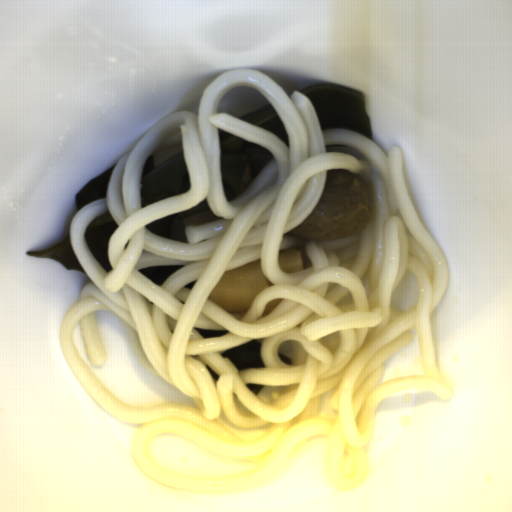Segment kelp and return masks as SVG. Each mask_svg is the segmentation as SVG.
Here are the masks:
<instances>
[{
	"label": "kelp",
	"mask_w": 512,
	"mask_h": 512,
	"mask_svg": "<svg viewBox=\"0 0 512 512\" xmlns=\"http://www.w3.org/2000/svg\"><path fill=\"white\" fill-rule=\"evenodd\" d=\"M299 92L312 102L321 129L347 128L372 140L363 93L333 83H318Z\"/></svg>",
	"instance_id": "obj_1"
},
{
	"label": "kelp",
	"mask_w": 512,
	"mask_h": 512,
	"mask_svg": "<svg viewBox=\"0 0 512 512\" xmlns=\"http://www.w3.org/2000/svg\"><path fill=\"white\" fill-rule=\"evenodd\" d=\"M222 185L228 202L237 199L264 165L274 159L267 148L244 140L218 127Z\"/></svg>",
	"instance_id": "obj_2"
},
{
	"label": "kelp",
	"mask_w": 512,
	"mask_h": 512,
	"mask_svg": "<svg viewBox=\"0 0 512 512\" xmlns=\"http://www.w3.org/2000/svg\"><path fill=\"white\" fill-rule=\"evenodd\" d=\"M141 209L155 202L187 192L190 188L188 167L184 161V150L170 159L155 165L154 156H149L140 177Z\"/></svg>",
	"instance_id": "obj_3"
},
{
	"label": "kelp",
	"mask_w": 512,
	"mask_h": 512,
	"mask_svg": "<svg viewBox=\"0 0 512 512\" xmlns=\"http://www.w3.org/2000/svg\"><path fill=\"white\" fill-rule=\"evenodd\" d=\"M205 210H210L206 198L187 210L167 215L144 226L148 230L169 240L189 243L185 235L184 219Z\"/></svg>",
	"instance_id": "obj_4"
},
{
	"label": "kelp",
	"mask_w": 512,
	"mask_h": 512,
	"mask_svg": "<svg viewBox=\"0 0 512 512\" xmlns=\"http://www.w3.org/2000/svg\"><path fill=\"white\" fill-rule=\"evenodd\" d=\"M117 227L115 221L100 225H96L94 221L85 229V240L93 256L107 272L113 270L108 258V240Z\"/></svg>",
	"instance_id": "obj_5"
},
{
	"label": "kelp",
	"mask_w": 512,
	"mask_h": 512,
	"mask_svg": "<svg viewBox=\"0 0 512 512\" xmlns=\"http://www.w3.org/2000/svg\"><path fill=\"white\" fill-rule=\"evenodd\" d=\"M25 254L35 259H52L61 263L67 271H78L85 274L72 249L69 234L54 247L40 251H25Z\"/></svg>",
	"instance_id": "obj_6"
},
{
	"label": "kelp",
	"mask_w": 512,
	"mask_h": 512,
	"mask_svg": "<svg viewBox=\"0 0 512 512\" xmlns=\"http://www.w3.org/2000/svg\"><path fill=\"white\" fill-rule=\"evenodd\" d=\"M238 119L250 123L254 126L261 127L272 133H275L284 141V143L289 148L290 144L288 135L284 129V126L278 114L273 109L272 105L269 104L259 110H256Z\"/></svg>",
	"instance_id": "obj_7"
},
{
	"label": "kelp",
	"mask_w": 512,
	"mask_h": 512,
	"mask_svg": "<svg viewBox=\"0 0 512 512\" xmlns=\"http://www.w3.org/2000/svg\"><path fill=\"white\" fill-rule=\"evenodd\" d=\"M222 355L228 357L238 370L264 367L261 356V343L255 340L234 346Z\"/></svg>",
	"instance_id": "obj_8"
},
{
	"label": "kelp",
	"mask_w": 512,
	"mask_h": 512,
	"mask_svg": "<svg viewBox=\"0 0 512 512\" xmlns=\"http://www.w3.org/2000/svg\"><path fill=\"white\" fill-rule=\"evenodd\" d=\"M115 165L105 170L100 176L94 177L85 184L74 196L76 210H80L87 204L106 197V189L110 175Z\"/></svg>",
	"instance_id": "obj_9"
},
{
	"label": "kelp",
	"mask_w": 512,
	"mask_h": 512,
	"mask_svg": "<svg viewBox=\"0 0 512 512\" xmlns=\"http://www.w3.org/2000/svg\"><path fill=\"white\" fill-rule=\"evenodd\" d=\"M184 268V265L152 266L138 270L155 284H163L173 273Z\"/></svg>",
	"instance_id": "obj_10"
},
{
	"label": "kelp",
	"mask_w": 512,
	"mask_h": 512,
	"mask_svg": "<svg viewBox=\"0 0 512 512\" xmlns=\"http://www.w3.org/2000/svg\"><path fill=\"white\" fill-rule=\"evenodd\" d=\"M196 329V328H195ZM196 331L202 335L203 337H221L228 331H213V330H204V329H196Z\"/></svg>",
	"instance_id": "obj_11"
},
{
	"label": "kelp",
	"mask_w": 512,
	"mask_h": 512,
	"mask_svg": "<svg viewBox=\"0 0 512 512\" xmlns=\"http://www.w3.org/2000/svg\"><path fill=\"white\" fill-rule=\"evenodd\" d=\"M245 386L250 392L257 395L266 385L247 384Z\"/></svg>",
	"instance_id": "obj_12"
},
{
	"label": "kelp",
	"mask_w": 512,
	"mask_h": 512,
	"mask_svg": "<svg viewBox=\"0 0 512 512\" xmlns=\"http://www.w3.org/2000/svg\"><path fill=\"white\" fill-rule=\"evenodd\" d=\"M206 369L210 373V375L212 377V380H213V383L218 381L219 375L211 368V366L206 364Z\"/></svg>",
	"instance_id": "obj_13"
},
{
	"label": "kelp",
	"mask_w": 512,
	"mask_h": 512,
	"mask_svg": "<svg viewBox=\"0 0 512 512\" xmlns=\"http://www.w3.org/2000/svg\"><path fill=\"white\" fill-rule=\"evenodd\" d=\"M279 357H280V360H281V361H283L284 363H288V364H290V365H291L292 359L287 358V357H285V356H283V355H279Z\"/></svg>",
	"instance_id": "obj_14"
},
{
	"label": "kelp",
	"mask_w": 512,
	"mask_h": 512,
	"mask_svg": "<svg viewBox=\"0 0 512 512\" xmlns=\"http://www.w3.org/2000/svg\"><path fill=\"white\" fill-rule=\"evenodd\" d=\"M197 281V280H196ZM196 281H193V282H190L188 285H185L184 288H187V289H192L193 286L195 285Z\"/></svg>",
	"instance_id": "obj_15"
}]
</instances>
